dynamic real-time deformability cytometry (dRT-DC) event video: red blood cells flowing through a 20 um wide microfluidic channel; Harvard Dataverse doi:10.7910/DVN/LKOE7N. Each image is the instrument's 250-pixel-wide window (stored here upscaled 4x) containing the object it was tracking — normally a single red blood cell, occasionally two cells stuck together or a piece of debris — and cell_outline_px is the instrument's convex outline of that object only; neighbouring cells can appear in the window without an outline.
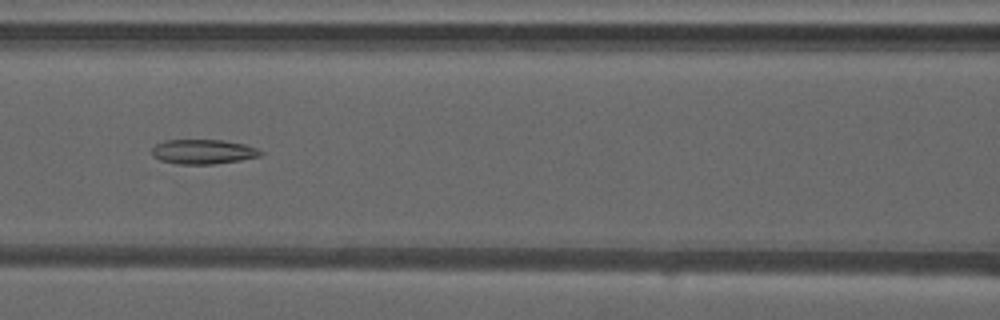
{"species": "common noctule bat (a hibernating species)", "species_latin": "Nyctalus noctula", "temperature_condition": "warm", "stored_images_in_passage": 40, "camera_frame_rate_fps": 3000, "um_per_image_px": 0.085, "animal": {"sex": "male", "forearm_length_mm": 52.5}, "frame": {"image": 1, "passage_image": 13, "time_ms": 4.0, "image_size_px": [1000, 320], "cell_outline_px": [[264, 152], [260, 156], [240, 160], [212, 164], [176, 164], [160, 160], [152, 156], [152, 148], [156, 144], [164, 140], [220, 140], [244, 144], [256, 148]], "centroid_in_image_um": [17.24, 12.9], "position_along_channel_um": 149.4, "area_um2": 15.55}}
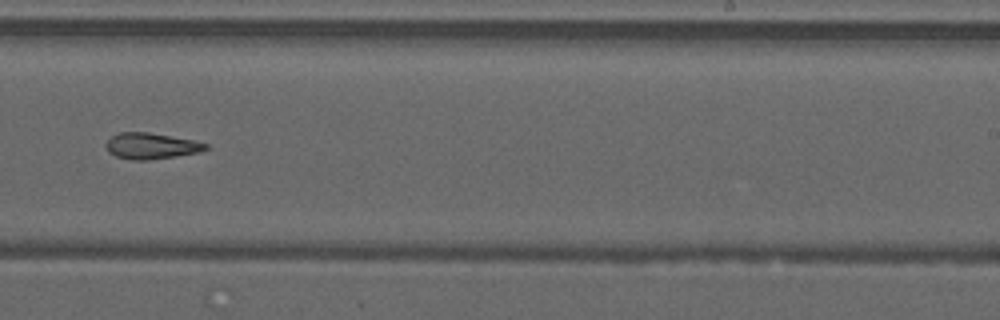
{"frame": {"image": 2, "passage_image": 22, "time_ms": 7.0, "image_size_px": [1000, 320], "cell_outline_px": [[208, 148], [200, 152], [176, 156], [148, 160], [132, 160], [116, 156], [108, 152], [104, 144], [112, 136], [120, 132], [148, 132], [192, 140], [208, 144]], "centroid_in_image_um": [12.82, 12.41], "position_along_channel_um": 276.2, "area_um2": 15.09}}
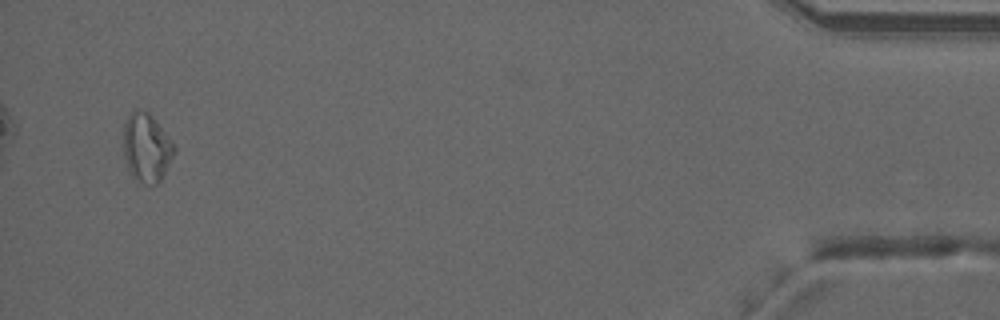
{"frame": {"image": 3, "passage_image": 38, "time_ms": 12.333, "image_size_px": [1000, 320], "cell_outline_px": [[176, 152], [160, 180], [156, 184], [136, 184], [128, 172], [124, 156], [124, 124], [128, 116], [136, 108], [148, 112], [152, 116], [172, 140], [176, 148]], "centroid_in_image_um": [12.45, 12.59], "position_along_channel_um": 422.8, "area_um2": 20.63}}